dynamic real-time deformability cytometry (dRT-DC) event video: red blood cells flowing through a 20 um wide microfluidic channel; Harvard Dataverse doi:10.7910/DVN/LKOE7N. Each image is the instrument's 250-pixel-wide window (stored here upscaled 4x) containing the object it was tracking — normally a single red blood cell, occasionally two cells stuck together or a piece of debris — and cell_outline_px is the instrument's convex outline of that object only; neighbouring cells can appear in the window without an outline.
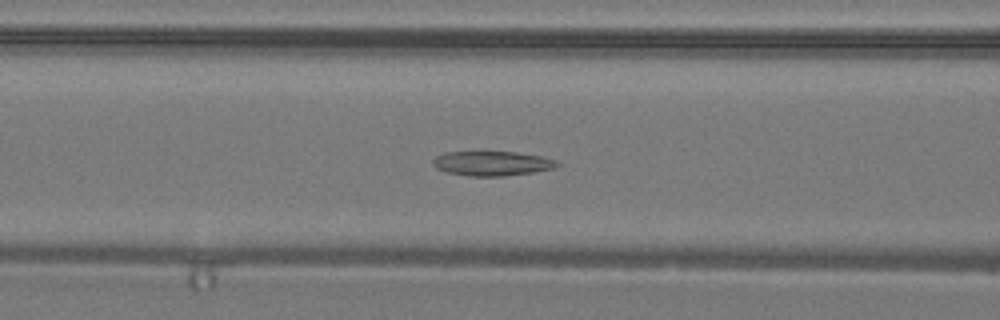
{"species": "common noctule bat (a hibernating species)", "species_latin": "Nyctalus noctula", "temperature_condition": "warm", "stored_images_in_passage": 27, "camera_frame_rate_fps": 3000, "um_per_image_px": 0.085, "animal": {"sex": "male", "body_mass_g": 19.2, "forearm_length_mm": 51.8}, "frame": {"image": 1, "passage_image": 4, "time_ms": 1.0, "image_size_px": [1000, 320], "cell_outline_px": [[560, 164], [552, 168], [532, 172], [504, 176], [468, 176], [444, 172], [436, 168], [432, 164], [432, 160], [436, 156], [444, 152], [476, 148], [516, 152], [540, 156], [556, 160]], "centroid_in_image_um": [41.7, 13.83], "position_along_channel_um": 124.9, "area_um2": 18.79}}
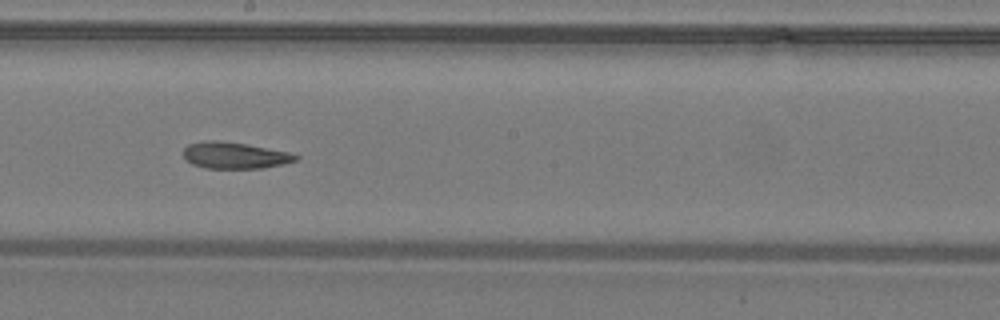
{"frame": {"image": 2, "passage_image": 10, "time_ms": 3.0, "image_size_px": [1000, 320], "cell_outline_px": [[300, 156], [296, 160], [284, 164], [264, 168], [204, 168], [192, 164], [184, 156], [184, 148], [188, 144], [208, 140], [216, 140], [248, 144], [288, 152]], "centroid_in_image_um": [19.96, 13.21], "position_along_channel_um": 228.2, "area_um2": 17.28}}
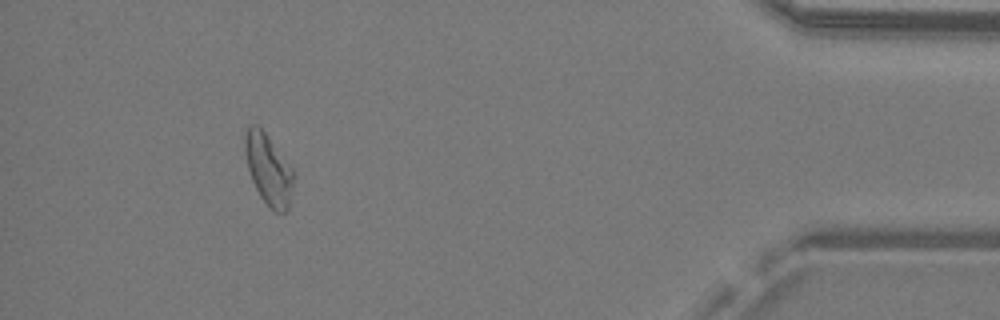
{"frame": {"image": 3, "passage_image": 24, "time_ms": 7.667, "image_size_px": [1000, 320], "cell_outline_px": [[296, 176], [288, 208], [284, 212], [276, 212], [260, 196], [252, 180], [248, 168], [244, 152], [244, 136], [248, 124], [256, 124], [264, 132], [292, 168]], "centroid_in_image_um": [22.82, 14.38], "position_along_channel_um": 412.4, "area_um2": 19.88}}